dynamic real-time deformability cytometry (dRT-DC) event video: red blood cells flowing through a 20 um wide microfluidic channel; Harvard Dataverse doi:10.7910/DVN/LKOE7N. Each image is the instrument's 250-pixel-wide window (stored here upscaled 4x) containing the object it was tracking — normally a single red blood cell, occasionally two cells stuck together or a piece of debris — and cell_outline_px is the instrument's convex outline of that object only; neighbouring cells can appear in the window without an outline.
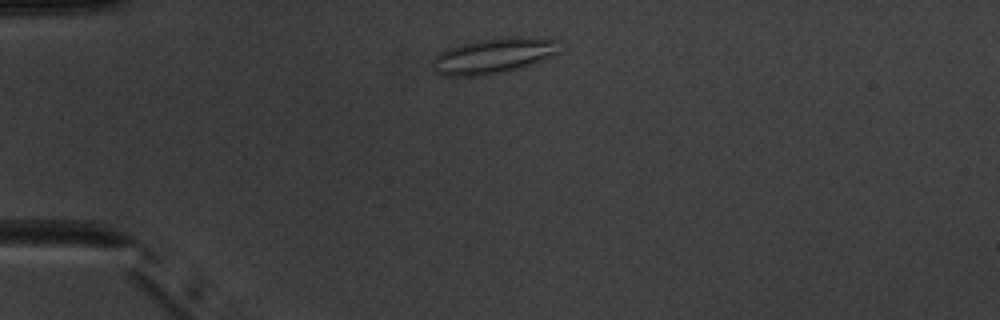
{"species": "common noctule bat (a hibernating species)", "species_latin": "Nyctalus noctula", "temperature_condition": "warm", "stored_images_in_passage": 3, "camera_frame_rate_fps": 3000, "um_per_image_px": 0.085, "animal": {"sex": "male", "body_mass_g": 20.1, "forearm_length_mm": 53.5}, "frame": {"image": 1, "passage_image": 2, "time_ms": 1.0, "image_size_px": [1000, 320], "cell_outline_px": [[560, 52], [552, 56], [532, 64], [520, 68], [504, 72], [480, 76], [440, 76], [432, 68], [432, 60], [440, 52], [448, 48], [460, 44], [480, 40], [504, 36], [528, 36], [560, 40]], "centroid_in_image_um": [41.97, 4.73], "position_along_channel_um": 43.0, "area_um2": 26.76}}